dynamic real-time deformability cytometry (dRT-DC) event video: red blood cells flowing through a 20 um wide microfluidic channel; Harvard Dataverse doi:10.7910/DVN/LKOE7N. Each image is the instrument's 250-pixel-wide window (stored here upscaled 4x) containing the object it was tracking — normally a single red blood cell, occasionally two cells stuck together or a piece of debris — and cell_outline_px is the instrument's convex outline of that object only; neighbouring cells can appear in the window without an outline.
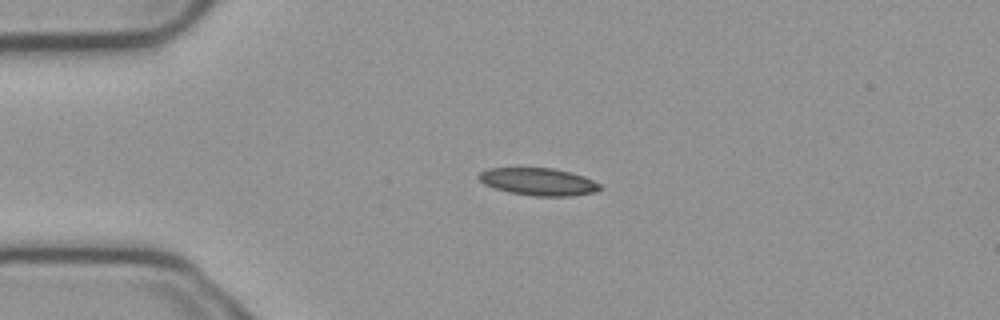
{"species": "common noctule bat (a hibernating species)", "species_latin": "Nyctalus noctula", "temperature_condition": "cold", "stored_images_in_passage": 4, "camera_frame_rate_fps": 3000, "um_per_image_px": 0.085, "animal": {"sex": "male", "body_mass_g": 23.1, "forearm_length_mm": 52.7}, "frame": {"image": 1, "passage_image": 3, "time_ms": 0.667, "image_size_px": [1000, 320], "cell_outline_px": [[604, 188], [596, 192], [572, 196], [532, 196], [508, 192], [484, 184], [476, 176], [480, 172], [488, 168], [552, 168], [572, 172], [584, 176], [600, 184]], "centroid_in_image_um": [45.79, 15.45], "position_along_channel_um": 39.2, "area_um2": 19.54}}